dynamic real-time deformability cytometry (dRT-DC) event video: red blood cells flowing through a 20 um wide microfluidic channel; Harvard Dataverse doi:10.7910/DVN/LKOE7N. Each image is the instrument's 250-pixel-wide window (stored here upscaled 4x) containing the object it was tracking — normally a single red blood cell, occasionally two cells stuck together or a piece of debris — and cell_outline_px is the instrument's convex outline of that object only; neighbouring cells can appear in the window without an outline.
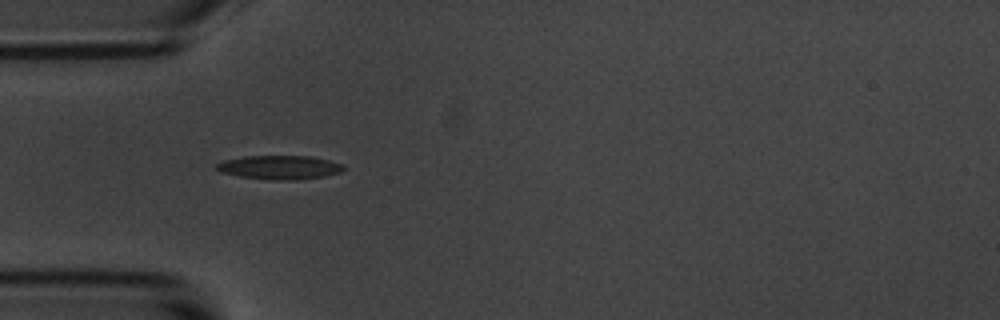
{"species": "common noctule bat (a hibernating species)", "species_latin": "Nyctalus noctula", "temperature_condition": "room temperature", "stored_images_in_passage": 4, "camera_frame_rate_fps": 3000, "um_per_image_px": 0.085, "animal": {"sex": "male", "body_mass_g": 20.1, "forearm_length_mm": 53.5}, "frame": {"image": 1, "passage_image": 3, "time_ms": 2.333, "image_size_px": [1000, 320], "cell_outline_px": [[344, 168], [340, 172], [324, 176], [288, 180], [272, 180], [240, 176], [220, 172], [216, 168], [216, 164], [224, 160], [244, 156], [312, 156], [344, 164]], "centroid_in_image_um": [23.75, 14.21], "position_along_channel_um": 61.2, "area_um2": 17.51}}